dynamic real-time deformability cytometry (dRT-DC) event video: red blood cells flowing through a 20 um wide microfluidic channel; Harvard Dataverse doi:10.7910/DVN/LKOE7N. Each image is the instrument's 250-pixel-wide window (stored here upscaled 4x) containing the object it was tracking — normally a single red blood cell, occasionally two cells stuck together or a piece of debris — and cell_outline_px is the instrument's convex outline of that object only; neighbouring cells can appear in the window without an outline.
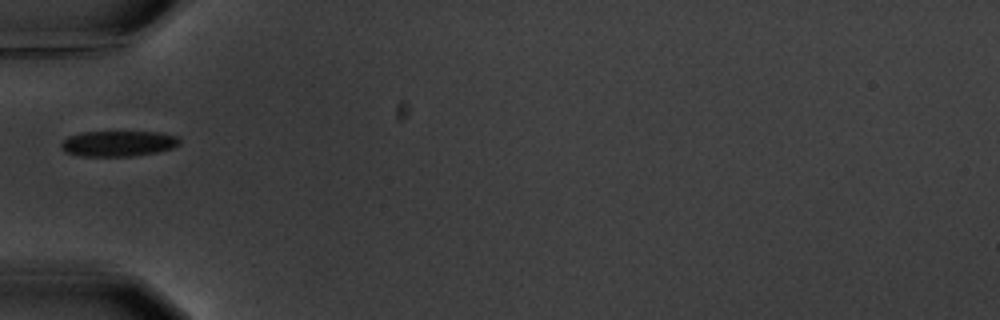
{"species": "common noctule bat (a hibernating species)", "species_latin": "Nyctalus noctula", "temperature_condition": "warm", "stored_images_in_passage": 10, "camera_frame_rate_fps": 3000, "um_per_image_px": 0.085, "animal": {"sex": "male", "body_mass_g": 20.1, "forearm_length_mm": 53.5}, "frame": {"image": 1, "passage_image": 1, "time_ms": 0.0, "image_size_px": [1000, 320], "cell_outline_px": [[180, 144], [172, 148], [156, 152], [132, 156], [80, 156], [64, 152], [60, 144], [68, 136], [80, 132], [160, 132], [180, 136]], "centroid_in_image_um": [10.06, 12.19], "position_along_channel_um": 74.9, "area_um2": 17.8}}
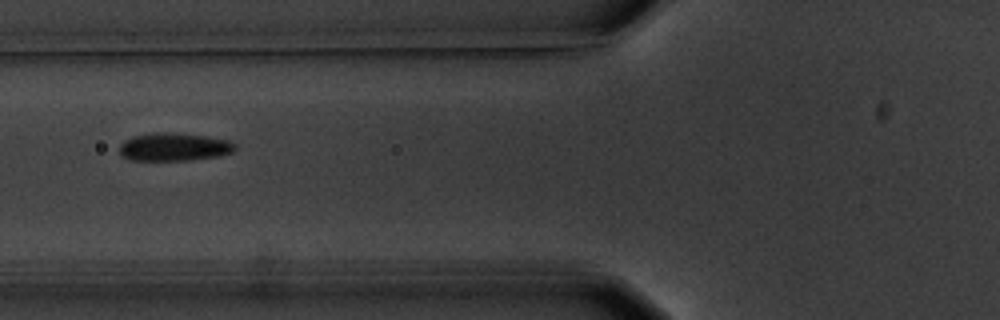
{"frame": {"image": 2, "passage_image": 2, "time_ms": 1.0, "image_size_px": [1000, 320], "cell_outline_px": [[236, 148], [232, 152], [220, 156], [188, 160], [128, 160], [120, 156], [120, 144], [124, 140], [132, 136], [156, 132], [168, 132], [208, 136], [228, 140], [236, 144]], "centroid_in_image_um": [14.78, 12.49], "position_along_channel_um": 111.0, "area_um2": 19.07}}
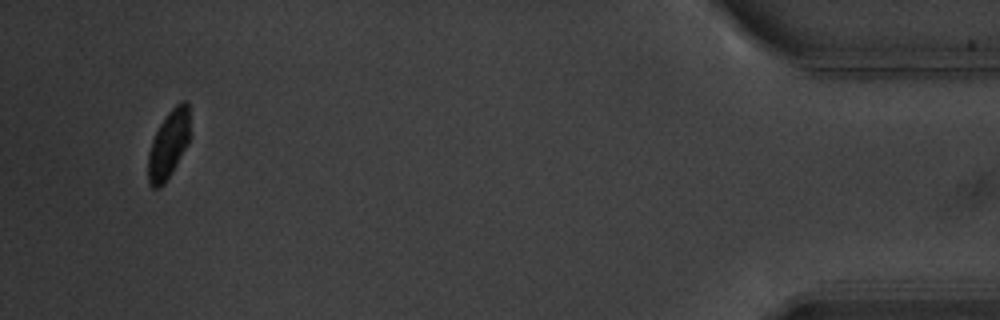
{"frame": {"image": 3, "passage_image": 10, "time_ms": 11.667, "image_size_px": [1000, 320], "cell_outline_px": [[188, 144], [172, 172], [164, 184], [160, 188], [152, 188], [148, 180], [148, 152], [152, 140], [160, 124], [168, 112], [180, 100], [184, 100], [188, 104]], "centroid_in_image_um": [14.3, 12.3], "position_along_channel_um": 420.9, "area_um2": 16.42}, "authors_computed_cell_mechanics": {"area_um2": 18.5827, "velocity_mm_per_s": 3.56, "shape_relaxation_time_tau1_ms": 2.5526, "shape_relaxation_time_tau2_ms": null, "deformation_change_tau1": 0.0742, "deformation_change_tau2": null}}